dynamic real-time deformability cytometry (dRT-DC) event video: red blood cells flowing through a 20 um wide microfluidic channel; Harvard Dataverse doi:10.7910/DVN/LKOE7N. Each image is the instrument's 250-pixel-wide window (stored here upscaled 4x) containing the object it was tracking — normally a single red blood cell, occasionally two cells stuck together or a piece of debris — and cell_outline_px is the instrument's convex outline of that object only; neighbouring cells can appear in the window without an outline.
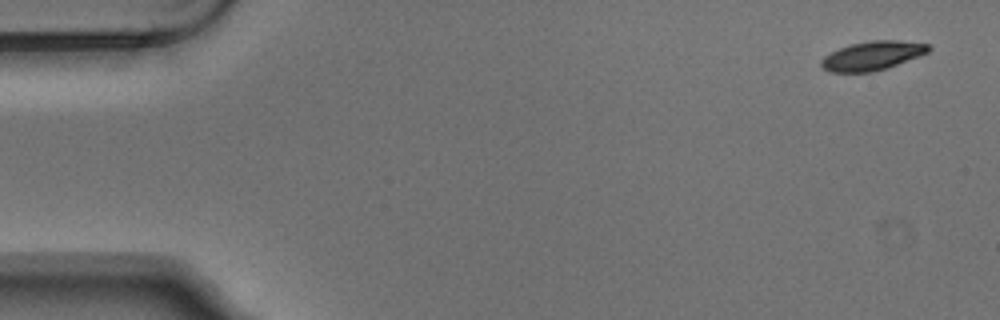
{"species": "Egyptian fruit bat (a non-hibernating species)", "species_latin": "Rousettus aegyptiacus", "temperature_condition": "warm", "stored_images_in_passage": 6, "camera_frame_rate_fps": 3000, "um_per_image_px": 0.085, "animal": {"sex": "male"}, "frame": {"image": 1, "passage_image": 1, "time_ms": 0.0, "image_size_px": [1000, 320], "cell_outline_px": [[932, 48], [928, 52], [920, 56], [888, 68], [872, 72], [828, 72], [820, 64], [820, 60], [824, 56], [840, 48], [852, 44], [872, 40], [896, 40], [928, 44]], "centroid_in_image_um": [74.16, 4.74], "position_along_channel_um": 10.8, "area_um2": 18.09}}
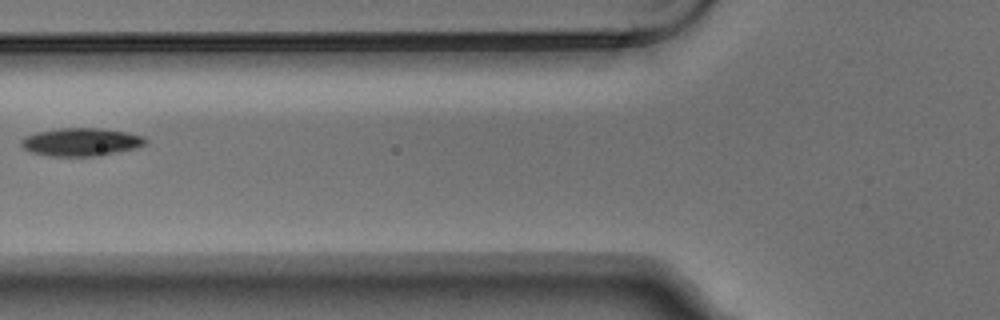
{"frame": {"image": 2, "passage_image": 5, "time_ms": 1.333, "image_size_px": [1000, 320], "cell_outline_px": [[148, 140], [144, 144], [136, 148], [100, 156], [52, 156], [32, 152], [24, 148], [20, 144], [20, 140], [24, 136], [36, 132], [60, 128], [100, 128], [128, 132], [144, 136]], "centroid_in_image_um": [6.9, 12.06], "position_along_channel_um": 118.9, "area_um2": 20.4}}
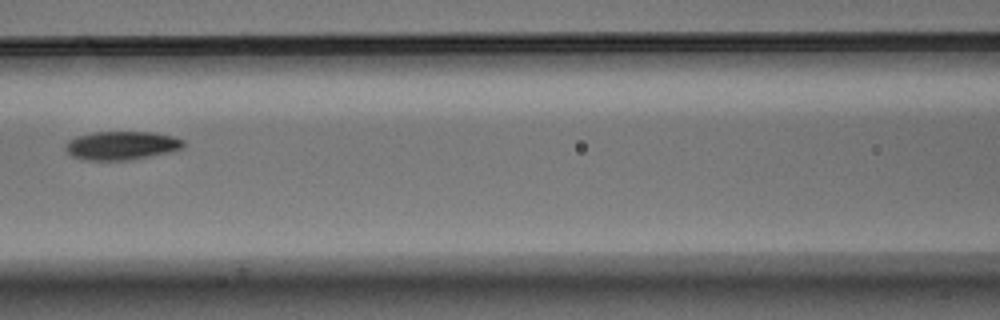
{"frame": {"image": 3, "passage_image": 6, "time_ms": 1.667, "image_size_px": [1000, 320], "cell_outline_px": [[184, 148], [168, 152], [132, 160], [84, 160], [72, 156], [64, 148], [64, 144], [68, 140], [76, 136], [92, 132], [152, 132], [172, 136], [184, 140]], "centroid_in_image_um": [10.3, 12.37], "position_along_channel_um": 156.3, "area_um2": 19.77}}